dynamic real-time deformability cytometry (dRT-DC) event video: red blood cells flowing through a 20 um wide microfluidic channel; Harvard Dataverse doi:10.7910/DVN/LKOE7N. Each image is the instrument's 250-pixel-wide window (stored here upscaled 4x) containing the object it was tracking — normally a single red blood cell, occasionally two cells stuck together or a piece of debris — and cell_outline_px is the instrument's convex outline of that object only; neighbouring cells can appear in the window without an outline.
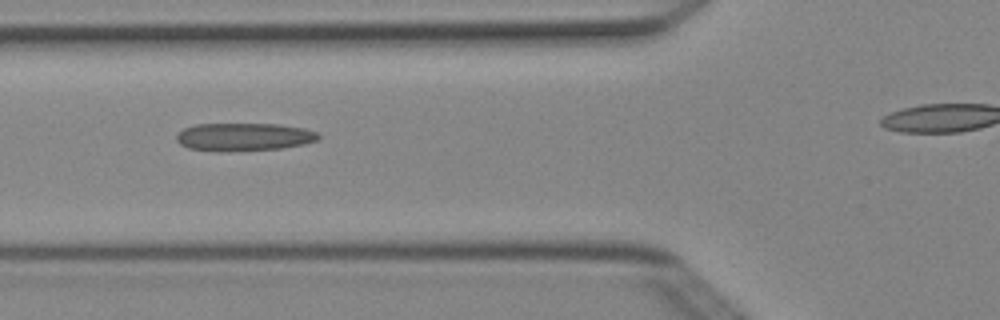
{"species": "Egyptian fruit bat (a non-hibernating species)", "species_latin": "Rousettus aegyptiacus", "temperature_condition": "cold", "stored_images_in_passage": 5, "camera_frame_rate_fps": 3000, "um_per_image_px": 0.085, "animal": {"sex": "female"}, "frame": {"image": 1, "passage_image": 3, "time_ms": 0.667, "image_size_px": [1000, 320], "cell_outline_px": [[320, 136], [316, 140], [304, 144], [280, 148], [224, 152], [216, 152], [188, 148], [180, 144], [176, 140], [176, 136], [184, 128], [196, 124], [280, 124], [304, 128], [316, 132]], "centroid_in_image_um": [20.7, 11.64], "position_along_channel_um": 105.1, "area_um2": 23.18}}
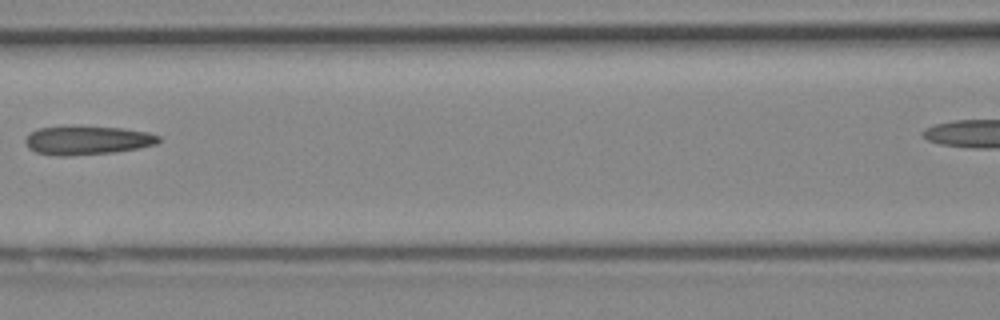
{"frame": {"image": 2, "passage_image": 4, "time_ms": 1.0, "image_size_px": [1000, 320], "cell_outline_px": [[160, 140], [156, 144], [140, 148], [116, 152], [68, 156], [56, 156], [36, 152], [28, 148], [24, 140], [32, 132], [40, 128], [124, 128], [148, 132], [160, 136]], "centroid_in_image_um": [7.46, 11.96], "position_along_channel_um": 159.1, "area_um2": 21.79}}